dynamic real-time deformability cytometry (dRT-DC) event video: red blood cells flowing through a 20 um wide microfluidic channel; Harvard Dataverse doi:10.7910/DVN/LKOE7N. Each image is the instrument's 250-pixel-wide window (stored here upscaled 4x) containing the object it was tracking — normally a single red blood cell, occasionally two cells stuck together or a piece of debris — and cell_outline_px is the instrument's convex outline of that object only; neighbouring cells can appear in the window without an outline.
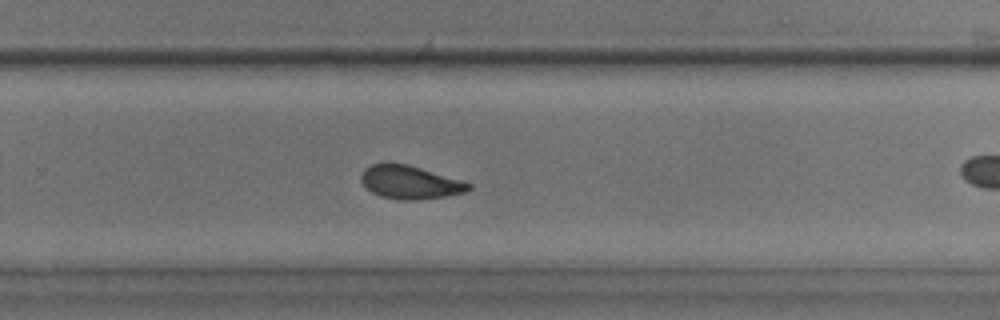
{"species": "common noctule bat (a hibernating species)", "species_latin": "Nyctalus noctula", "temperature_condition": "room temperature", "stored_images_in_passage": 46, "camera_frame_rate_fps": 3000, "um_per_image_px": 0.085, "animal": {"sex": "male", "body_mass_g": 17.9, "forearm_length_mm": 54.2}, "frame": {"image": 1, "passage_image": 34, "time_ms": 11.0, "image_size_px": [1000, 320], "cell_outline_px": [[472, 188], [464, 192], [444, 196], [412, 200], [400, 200], [380, 196], [372, 192], [360, 180], [360, 176], [364, 168], [372, 164], [384, 160], [388, 160], [408, 164], [472, 184]], "centroid_in_image_um": [34.77, 15.45], "position_along_channel_um": 295.0, "area_um2": 20.98}, "authors_computed_cell_mechanics": {"area_um2": 21.8773, "velocity_mm_per_s": 3.9717, "shape_relaxation_time_tau1_ms": 9.2791, "shape_relaxation_time_tau2_ms": 1.747, "deformation_change_tau1": 0.176, "deformation_change_tau2": 0.068}}